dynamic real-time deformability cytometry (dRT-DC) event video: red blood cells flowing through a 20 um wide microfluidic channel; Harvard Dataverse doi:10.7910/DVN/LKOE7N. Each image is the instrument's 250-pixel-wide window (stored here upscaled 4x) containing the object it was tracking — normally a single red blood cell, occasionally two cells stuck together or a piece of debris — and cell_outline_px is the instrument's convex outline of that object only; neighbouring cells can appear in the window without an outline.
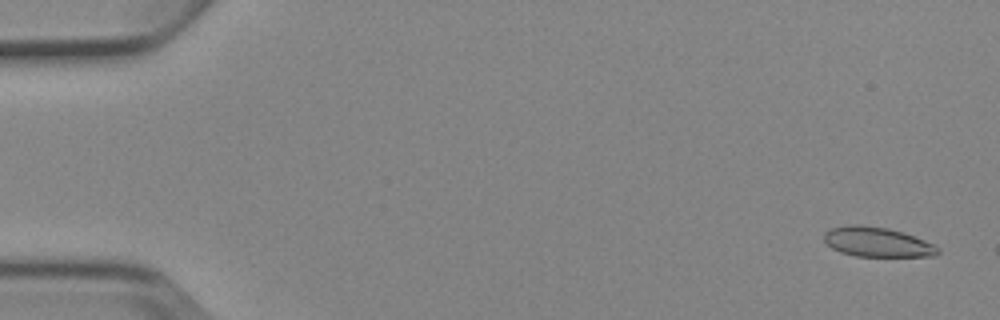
{"species": "Egyptian fruit bat (a non-hibernating species)", "species_latin": "Rousettus aegyptiacus", "temperature_condition": "cold", "stored_images_in_passage": 3, "camera_frame_rate_fps": 3000, "um_per_image_px": 0.085, "animal": {"sex": "female"}, "frame": {"image": 1, "passage_image": 1, "time_ms": 0.0, "image_size_px": [1000, 320], "cell_outline_px": [[940, 252], [936, 256], [856, 256], [840, 252], [832, 248], [824, 240], [824, 232], [832, 228], [852, 224], [860, 224], [888, 228], [904, 232], [924, 240], [940, 248]], "centroid_in_image_um": [74.57, 20.57], "position_along_channel_um": 10.4, "area_um2": 19.71}}